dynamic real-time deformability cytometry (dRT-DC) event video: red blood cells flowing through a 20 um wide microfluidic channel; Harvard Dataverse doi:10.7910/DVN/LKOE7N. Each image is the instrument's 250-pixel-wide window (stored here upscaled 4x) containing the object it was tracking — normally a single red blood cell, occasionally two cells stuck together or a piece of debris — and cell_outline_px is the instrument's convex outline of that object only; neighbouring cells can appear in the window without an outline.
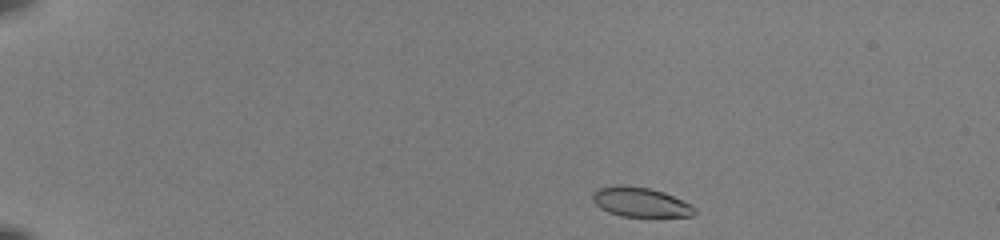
{"species": "common noctule bat (a hibernating species)", "species_latin": "Nyctalus noctula", "temperature_condition": "room temperature", "stored_images_in_passage": 44, "camera_frame_rate_fps": 3000, "um_per_image_px": 0.085, "animal": {"sex": "female", "body_mass_g": 22.0, "forearm_length_mm": 56.7}, "frame": {"image": 1, "passage_image": 1, "time_ms": 0.0, "image_size_px": [1000, 240], "cell_outline_px": [[696, 212], [692, 216], [620, 216], [608, 212], [600, 208], [592, 200], [592, 192], [596, 188], [616, 184], [624, 184], [648, 188], [664, 192], [692, 204], [696, 208]], "centroid_in_image_um": [54.4, 17.16], "position_along_channel_um": 30.6, "area_um2": 17.8}}
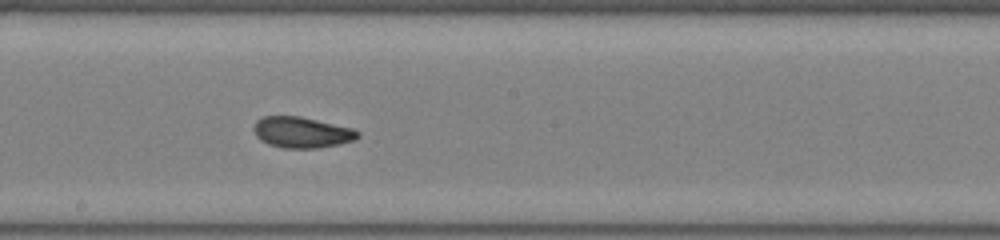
{"frame": {"image": 2, "passage_image": 23, "time_ms": 7.333, "image_size_px": [1000, 240], "cell_outline_px": [[360, 136], [356, 140], [340, 144], [320, 148], [284, 148], [268, 144], [260, 140], [256, 136], [252, 128], [256, 120], [264, 116], [300, 116], [352, 128], [360, 132]], "centroid_in_image_um": [25.65, 11.25], "position_along_channel_um": 222.5, "area_um2": 18.96}}
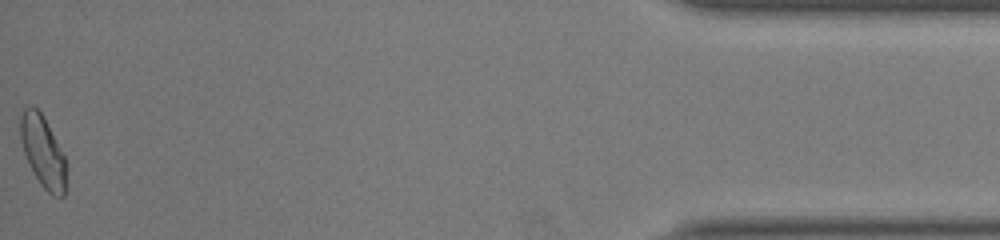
{"frame": {"image": 3, "passage_image": 44, "time_ms": 14.333, "image_size_px": [1000, 240], "cell_outline_px": [[68, 168], [64, 196], [52, 196], [40, 184], [24, 152], [20, 140], [20, 116], [24, 108], [28, 104], [32, 104], [44, 116], [68, 164]], "centroid_in_image_um": [3.67, 12.87], "position_along_channel_um": 431.5, "area_um2": 19.25}, "authors_computed_cell_mechanics": {"area_um2": 18.785, "velocity_mm_per_s": 3.9883, "shape_relaxation_time_tau1_ms": 7.2185, "shape_relaxation_time_tau2_ms": 1.2248, "deformation_change_tau1": 0.1816, "deformation_change_tau2": 0.0559}}